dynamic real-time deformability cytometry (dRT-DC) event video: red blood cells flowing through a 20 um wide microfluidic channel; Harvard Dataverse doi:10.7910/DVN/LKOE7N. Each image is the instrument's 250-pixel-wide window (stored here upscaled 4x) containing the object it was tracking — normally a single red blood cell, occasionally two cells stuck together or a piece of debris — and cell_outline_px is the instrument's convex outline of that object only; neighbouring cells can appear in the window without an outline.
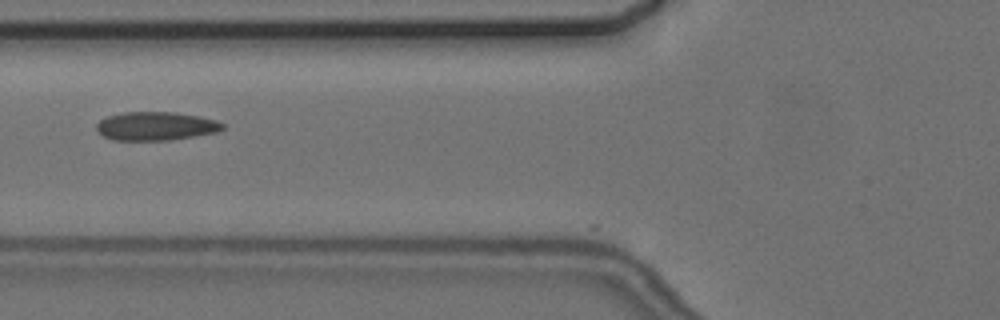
{"species": "common noctule bat (a hibernating species)", "species_latin": "Nyctalus noctula", "temperature_condition": "cold", "stored_images_in_passage": 4, "camera_frame_rate_fps": 3000, "um_per_image_px": 0.085, "animal": {"sex": "female", "body_mass_g": 24.6, "forearm_length_mm": 56.2}, "frame": {"image": 1, "passage_image": 3, "time_ms": 2.333, "image_size_px": [1000, 320], "cell_outline_px": [[224, 128], [216, 132], [168, 140], [112, 140], [96, 132], [96, 124], [100, 120], [108, 116], [124, 112], [176, 112], [200, 116], [216, 120], [224, 124]], "centroid_in_image_um": [13.22, 10.71], "position_along_channel_um": 112.6, "area_um2": 20.98}}